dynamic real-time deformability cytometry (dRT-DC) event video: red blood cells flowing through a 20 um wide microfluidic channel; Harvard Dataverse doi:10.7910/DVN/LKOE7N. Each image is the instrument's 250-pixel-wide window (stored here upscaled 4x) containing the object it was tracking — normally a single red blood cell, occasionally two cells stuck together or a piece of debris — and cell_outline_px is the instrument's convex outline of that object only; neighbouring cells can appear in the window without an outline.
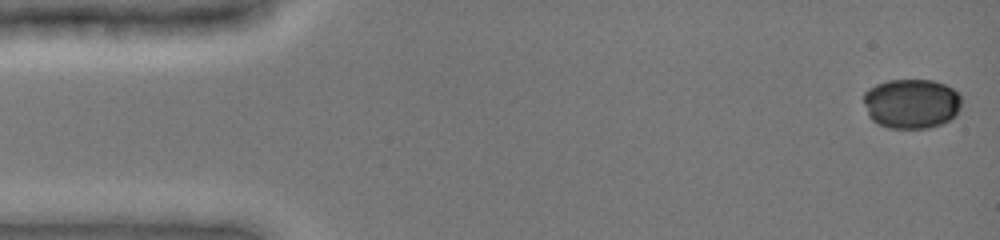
{"species": "common noctule bat (a hibernating species)", "species_latin": "Nyctalus noctula", "temperature_condition": "cold", "stored_images_in_passage": 48, "camera_frame_rate_fps": 3000, "um_per_image_px": 0.085, "animal": {"sex": "female", "body_mass_g": 19.0, "forearm_length_mm": 51.5}, "frame": {"image": 1, "passage_image": 1, "time_ms": 0.0, "image_size_px": [1000, 240], "cell_outline_px": [[960, 108], [956, 116], [940, 124], [928, 128], [888, 128], [872, 120], [868, 116], [864, 104], [864, 92], [868, 88], [876, 84], [888, 80], [932, 80], [944, 84], [960, 92]], "centroid_in_image_um": [77.47, 8.8], "position_along_channel_um": 7.5, "area_um2": 28.55}}
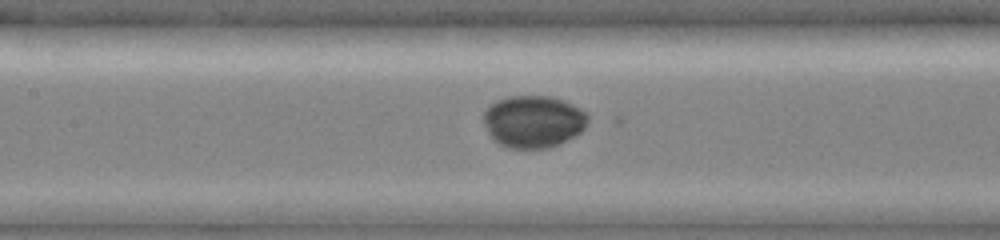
{"frame": {"image": 2, "passage_image": 22, "time_ms": 7.0, "image_size_px": [1000, 240], "cell_outline_px": [[588, 120], [584, 128], [576, 136], [560, 144], [548, 148], [508, 148], [492, 140], [484, 124], [484, 112], [496, 100], [508, 96], [548, 96], [564, 100], [588, 112]], "centroid_in_image_um": [45.35, 10.33], "position_along_channel_um": 162.0, "area_um2": 31.96}}
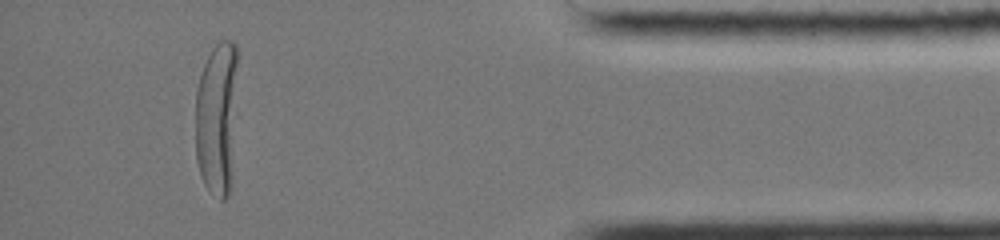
{"frame": {"image": 3, "passage_image": 44, "time_ms": 14.333, "image_size_px": [1000, 240], "cell_outline_px": [[236, 64], [228, 196], [224, 200], [220, 200], [204, 184], [200, 176], [196, 160], [196, 88], [204, 64], [212, 48], [220, 40], [232, 40], [236, 44]], "centroid_in_image_um": [18.37, 9.97], "position_along_channel_um": 416.8, "area_um2": 36.41}, "authors_computed_cell_mechanics": {"area_um2": 29.5936, "velocity_mm_per_s": 3.9543, "shape_relaxation_time_tau1_ms": 0.4678, "shape_relaxation_time_tau2_ms": null, "deformation_change_tau1": 0.1079, "deformation_change_tau2": null}}